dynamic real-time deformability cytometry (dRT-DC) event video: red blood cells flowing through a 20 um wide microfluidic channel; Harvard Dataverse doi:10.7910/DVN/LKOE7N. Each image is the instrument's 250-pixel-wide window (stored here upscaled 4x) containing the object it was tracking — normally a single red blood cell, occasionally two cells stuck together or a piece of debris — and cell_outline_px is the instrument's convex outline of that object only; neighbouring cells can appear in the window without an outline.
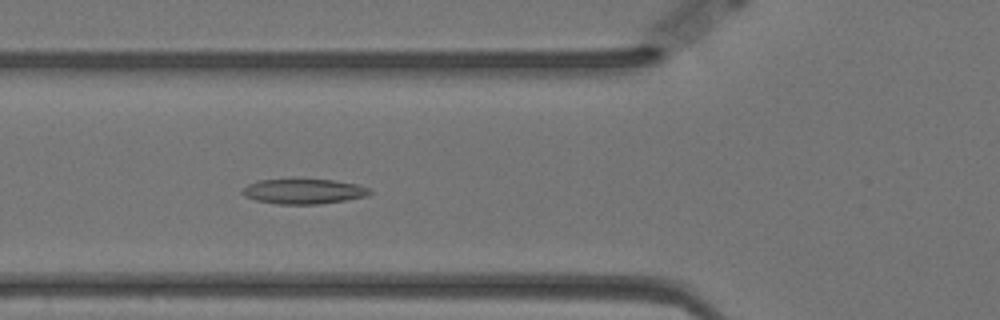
{"species": "Egyptian fruit bat (a non-hibernating species)", "species_latin": "Rousettus aegyptiacus", "temperature_condition": "warm", "stored_images_in_passage": 47, "camera_frame_rate_fps": 3000, "um_per_image_px": 0.085, "animal": {"sex": "female"}, "frame": {"image": 1, "passage_image": 10, "time_ms": 3.0, "image_size_px": [1000, 320], "cell_outline_px": [[372, 192], [368, 196], [320, 204], [276, 204], [256, 200], [244, 196], [240, 192], [248, 184], [260, 180], [332, 180], [356, 184], [368, 188]], "centroid_in_image_um": [25.8, 16.28], "position_along_channel_um": 100.0, "area_um2": 18.32}}
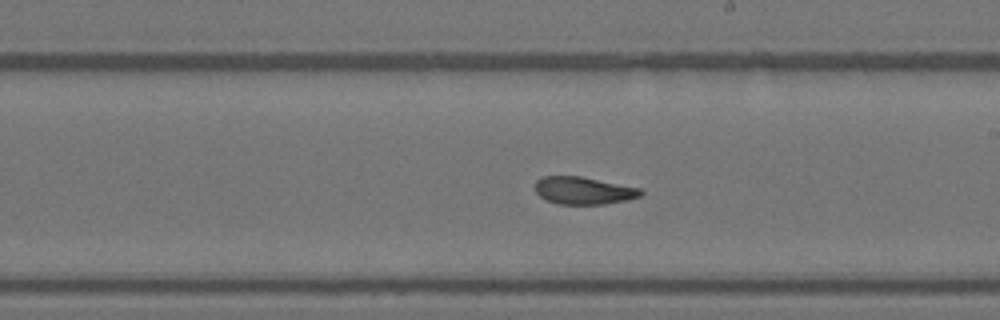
{"frame": {"image": 2, "passage_image": 22, "time_ms": 7.0, "image_size_px": [1000, 320], "cell_outline_px": [[644, 192], [640, 196], [628, 200], [604, 204], [556, 204], [544, 200], [532, 188], [532, 184], [540, 176], [580, 176], [640, 188]], "centroid_in_image_um": [49.52, 16.2], "position_along_channel_um": 239.5, "area_um2": 17.22}}
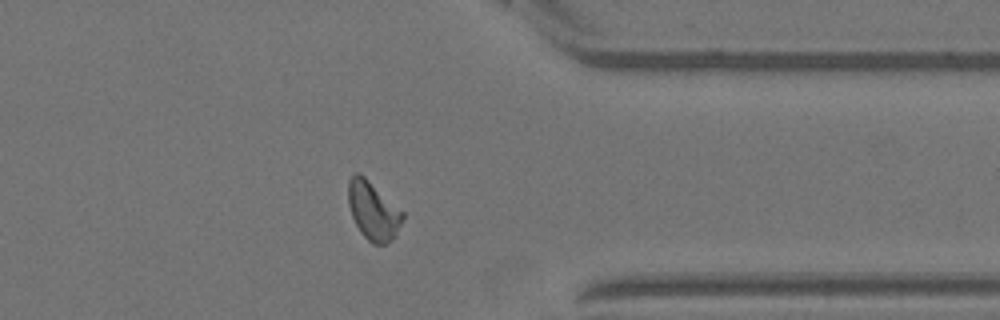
{"frame": {"image": 3, "passage_image": 35, "time_ms": 11.333, "image_size_px": [1000, 320], "cell_outline_px": [[404, 216], [396, 236], [392, 240], [384, 244], [372, 244], [360, 232], [352, 216], [348, 204], [348, 180], [356, 172], [360, 172], [404, 212]], "centroid_in_image_um": [31.71, 17.91], "position_along_channel_um": 379.7, "area_um2": 18.55}, "authors_computed_cell_mechanics": {"area_um2": 17.8024, "velocity_mm_per_s": 3.4829, "shape_relaxation_time_tau1_ms": 7.8443, "shape_relaxation_time_tau2_ms": 3.1147, "deformation_change_tau1": 0.1596, "deformation_change_tau2": 0.0905}}